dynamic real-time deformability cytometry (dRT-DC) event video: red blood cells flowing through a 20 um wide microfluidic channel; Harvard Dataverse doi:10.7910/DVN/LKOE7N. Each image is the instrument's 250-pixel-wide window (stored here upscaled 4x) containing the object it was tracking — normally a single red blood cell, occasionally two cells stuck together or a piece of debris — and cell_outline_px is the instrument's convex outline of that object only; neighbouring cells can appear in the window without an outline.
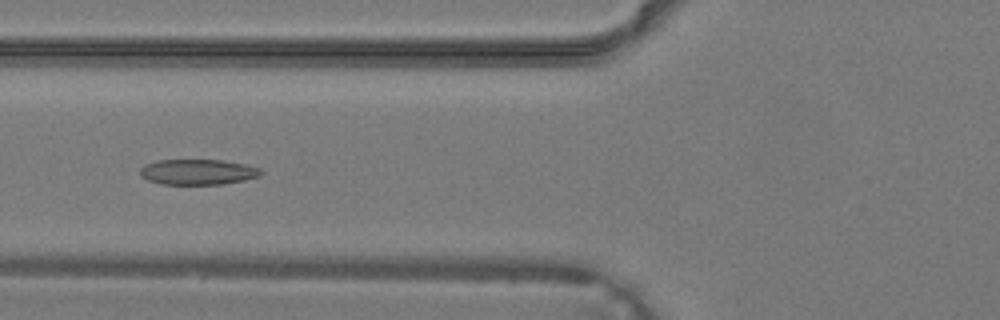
{"species": "common noctule bat (a hibernating species)", "species_latin": "Nyctalus noctula", "temperature_condition": "warm", "stored_images_in_passage": 39, "camera_frame_rate_fps": 3000, "um_per_image_px": 0.085, "animal": {"sex": "male", "body_mass_g": 19.2, "forearm_length_mm": 51.8}, "frame": {"image": 1, "passage_image": 15, "time_ms": 4.667, "image_size_px": [1000, 320], "cell_outline_px": [[264, 172], [260, 176], [244, 180], [224, 184], [160, 184], [148, 180], [140, 176], [140, 168], [144, 164], [156, 160], [224, 160], [244, 164], [260, 168]], "centroid_in_image_um": [16.81, 14.61], "position_along_channel_um": 109.0, "area_um2": 18.09}}
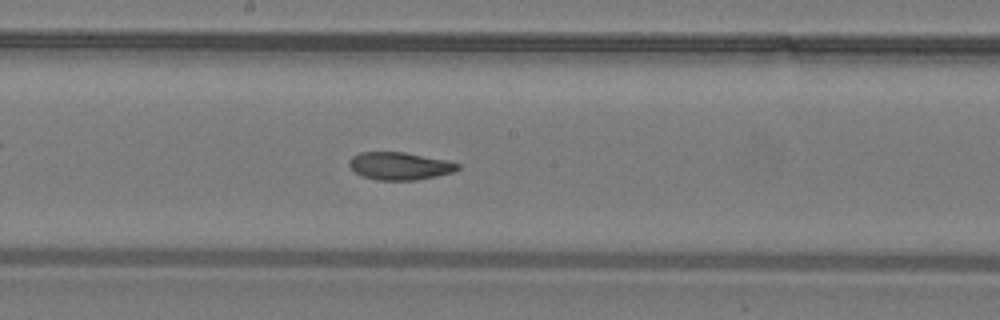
{"frame": {"image": 2, "passage_image": 21, "time_ms": 6.667, "image_size_px": [1000, 320], "cell_outline_px": [[460, 168], [452, 172], [436, 176], [416, 180], [376, 180], [364, 176], [356, 172], [348, 164], [348, 160], [352, 156], [360, 152], [404, 152], [448, 160], [460, 164]], "centroid_in_image_um": [33.98, 14.1], "position_along_channel_um": 214.2, "area_um2": 17.46}}
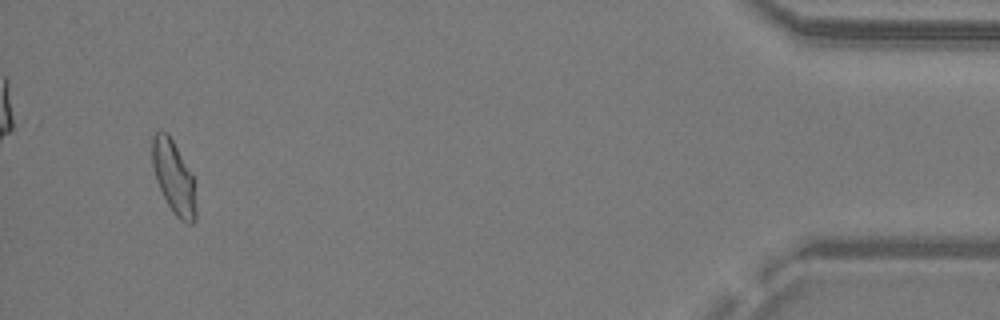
{"frame": {"image": 3, "passage_image": 37, "time_ms": 12.0, "image_size_px": [1000, 320], "cell_outline_px": [[196, 220], [192, 224], [188, 224], [180, 220], [176, 216], [168, 204], [156, 180], [152, 164], [152, 136], [156, 132], [164, 132], [172, 140], [196, 180]], "centroid_in_image_um": [14.81, 15.13], "position_along_channel_um": 420.4, "area_um2": 18.67}}